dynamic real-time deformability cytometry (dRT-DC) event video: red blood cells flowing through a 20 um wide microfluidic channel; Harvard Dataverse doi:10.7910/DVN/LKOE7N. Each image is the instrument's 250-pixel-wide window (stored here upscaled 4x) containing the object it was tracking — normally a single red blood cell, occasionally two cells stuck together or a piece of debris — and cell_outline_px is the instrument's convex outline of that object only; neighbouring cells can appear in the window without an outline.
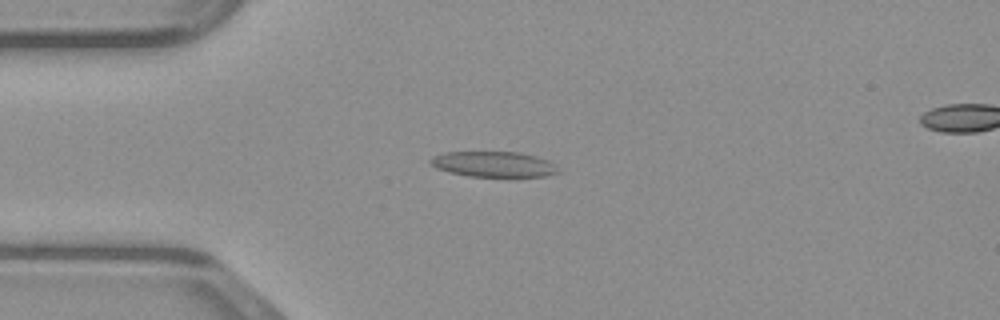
{"species": "common noctule bat (a hibernating species)", "species_latin": "Nyctalus noctula", "temperature_condition": "warm", "stored_images_in_passage": 48, "segment_of_instrument_passage": [1, 2], "camera_frame_rate_fps": 3000, "um_per_image_px": 0.085, "animal": {"sex": "male", "body_mass_g": 23.1, "forearm_length_mm": 52.7}, "frame": {"image": 1, "passage_image": 11, "time_ms": 3.333, "image_size_px": [1000, 320], "cell_outline_px": [[560, 172], [548, 176], [512, 180], [468, 176], [448, 172], [436, 168], [428, 160], [432, 156], [444, 152], [516, 152], [536, 156], [548, 160], [556, 164]], "centroid_in_image_um": [42.04, 14.02], "position_along_channel_um": 43.0, "area_um2": 20.17}}
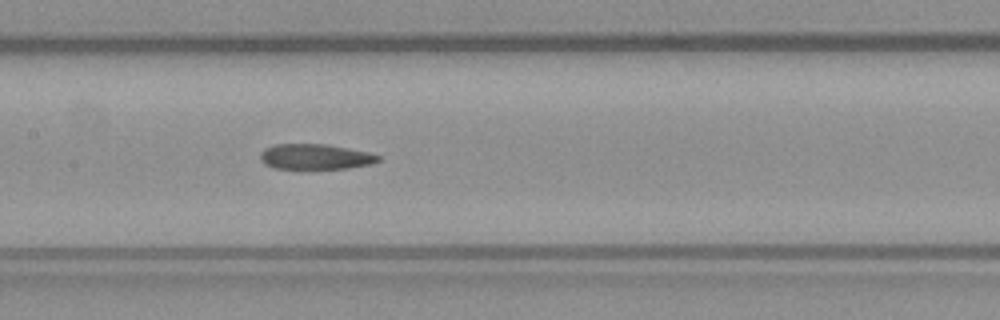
{"frame": {"image": 2, "passage_image": 22, "time_ms": 7.0, "image_size_px": [1000, 320], "cell_outline_px": [[380, 160], [372, 164], [348, 168], [272, 168], [264, 164], [260, 160], [260, 152], [264, 148], [276, 144], [328, 144], [368, 152], [380, 156]], "centroid_in_image_um": [26.78, 13.31], "position_along_channel_um": 180.6, "area_um2": 17.46}}
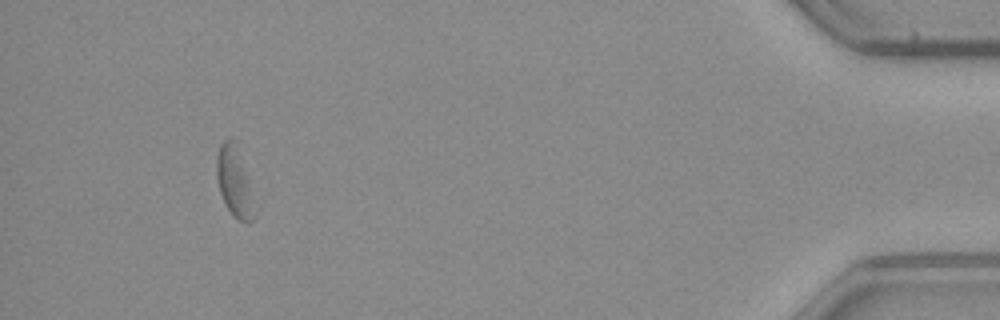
{"frame": {"image": 3, "passage_image": 44, "time_ms": 14.333, "image_size_px": [1000, 320], "cell_outline_px": [[260, 204], [256, 216], [252, 220], [240, 220], [232, 216], [224, 204], [220, 192], [216, 176], [216, 156], [220, 144], [224, 140], [240, 140]], "centroid_in_image_um": [20.07, 15.4], "position_along_channel_um": 415.1, "area_um2": 17.74}}